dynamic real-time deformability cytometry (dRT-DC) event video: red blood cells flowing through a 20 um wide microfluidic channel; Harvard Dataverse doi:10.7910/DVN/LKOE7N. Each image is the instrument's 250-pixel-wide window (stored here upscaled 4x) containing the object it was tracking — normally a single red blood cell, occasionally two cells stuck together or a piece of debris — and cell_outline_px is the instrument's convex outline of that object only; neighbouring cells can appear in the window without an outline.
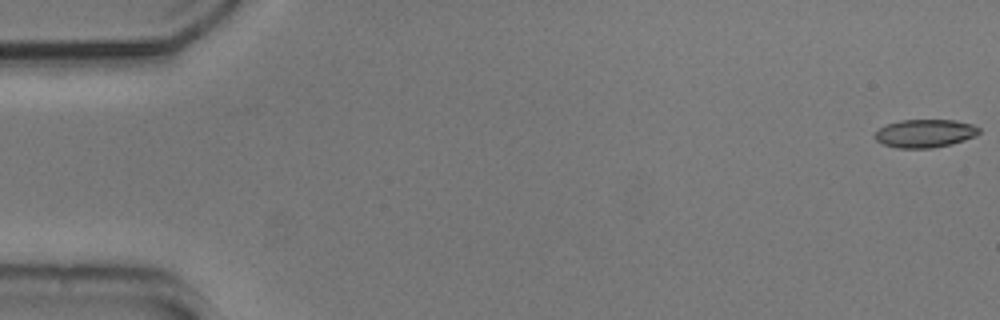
{"species": "common noctule bat (a hibernating species)", "species_latin": "Nyctalus noctula", "temperature_condition": "cold", "stored_images_in_passage": 54, "camera_frame_rate_fps": 3000, "um_per_image_px": 0.085, "animal": {"sex": "male", "body_mass_g": 20.5, "forearm_length_mm": 52.5}, "frame": {"image": 1, "passage_image": 1, "time_ms": 0.0, "image_size_px": [1000, 320], "cell_outline_px": [[980, 132], [976, 136], [952, 144], [932, 148], [896, 148], [884, 144], [876, 140], [872, 136], [880, 128], [888, 124], [900, 120], [956, 120], [972, 124], [980, 128]], "centroid_in_image_um": [78.63, 11.34], "position_along_channel_um": 6.4, "area_um2": 17.17}}
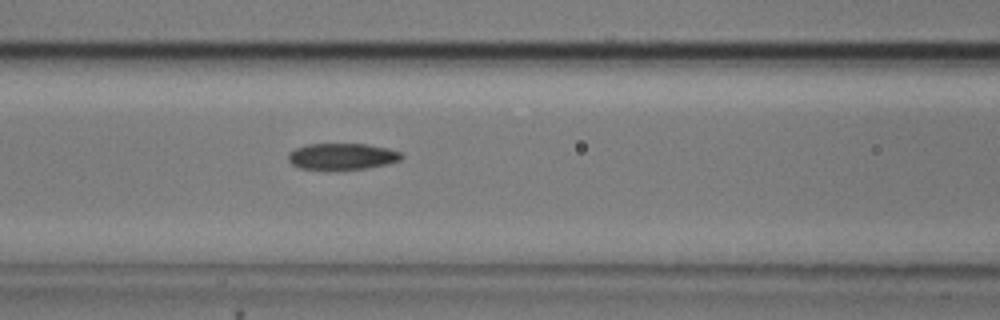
{"frame": {"image": 2, "passage_image": 23, "time_ms": 7.333, "image_size_px": [1000, 320], "cell_outline_px": [[404, 156], [400, 160], [388, 164], [368, 168], [300, 168], [292, 164], [288, 160], [288, 152], [296, 148], [308, 144], [368, 144], [388, 148], [400, 152]], "centroid_in_image_um": [29.11, 13.27], "position_along_channel_um": 137.5, "area_um2": 17.11}}
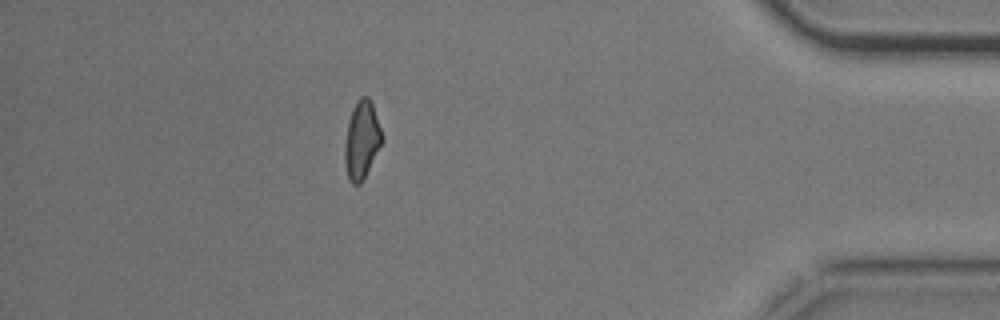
{"frame": {"image": 3, "passage_image": 48, "time_ms": 15.667, "image_size_px": [1000, 320], "cell_outline_px": [[384, 140], [360, 184], [352, 184], [348, 180], [344, 164], [344, 144], [348, 120], [352, 108], [356, 100], [360, 96], [368, 96], [372, 104], [384, 136]], "centroid_in_image_um": [30.73, 11.88], "position_along_channel_um": 404.5, "area_um2": 17.17}, "authors_computed_cell_mechanics": {"area_um2": 17.4267, "velocity_mm_per_s": 3.7474, "shape_relaxation_time_tau1_ms": null, "shape_relaxation_time_tau2_ms": 8.8658, "deformation_change_tau1": null, "deformation_change_tau2": 0.1701}}